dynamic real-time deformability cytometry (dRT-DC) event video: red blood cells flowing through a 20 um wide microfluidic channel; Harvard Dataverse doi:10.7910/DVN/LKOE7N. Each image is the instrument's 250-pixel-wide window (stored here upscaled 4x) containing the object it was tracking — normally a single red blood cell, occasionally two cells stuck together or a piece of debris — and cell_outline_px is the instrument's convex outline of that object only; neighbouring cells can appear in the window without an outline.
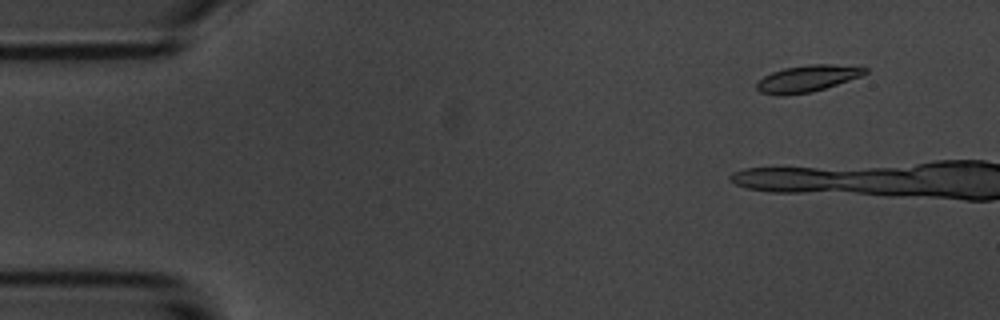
{"species": "common noctule bat (a hibernating species)", "species_latin": "Nyctalus noctula", "temperature_condition": "room temperature", "stored_images_in_passage": 5, "camera_frame_rate_fps": 3000, "um_per_image_px": 0.085, "animal": {"sex": "male", "body_mass_g": 20.1, "forearm_length_mm": 53.5}, "frame": {"image": 1, "passage_image": 2, "time_ms": 1.0, "image_size_px": [1000, 320], "cell_outline_px": [[868, 72], [860, 76], [812, 92], [784, 96], [776, 96], [760, 92], [756, 88], [756, 84], [764, 76], [772, 72], [784, 68], [808, 64], [832, 64], [868, 68]], "centroid_in_image_um": [68.57, 6.68], "position_along_channel_um": 16.4, "area_um2": 16.76}}